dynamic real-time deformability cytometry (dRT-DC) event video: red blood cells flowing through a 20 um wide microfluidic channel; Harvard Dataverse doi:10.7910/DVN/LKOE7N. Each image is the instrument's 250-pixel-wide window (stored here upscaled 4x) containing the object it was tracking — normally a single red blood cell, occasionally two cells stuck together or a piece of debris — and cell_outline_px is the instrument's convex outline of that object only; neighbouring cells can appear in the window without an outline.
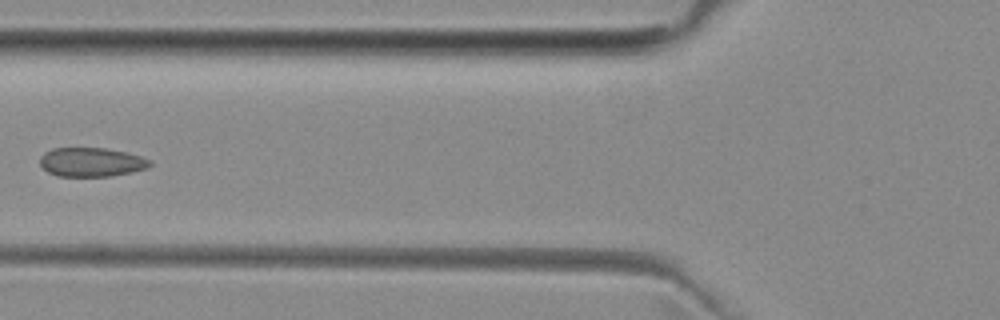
{"species": "common noctule bat (a hibernating species)", "species_latin": "Nyctalus noctula", "temperature_condition": "room temperature", "stored_images_in_passage": 4, "camera_frame_rate_fps": 3000, "um_per_image_px": 0.085, "animal": {"sex": "female", "body_mass_g": 29.2, "forearm_length_mm": 56.3}, "frame": {"image": 1, "passage_image": 4, "time_ms": 4.333, "image_size_px": [1000, 320], "cell_outline_px": [[152, 164], [148, 168], [132, 172], [108, 176], [56, 176], [48, 172], [40, 164], [40, 156], [44, 152], [52, 148], [108, 148], [128, 152], [152, 160]], "centroid_in_image_um": [7.78, 13.77], "position_along_channel_um": 118.0, "area_um2": 18.79}}